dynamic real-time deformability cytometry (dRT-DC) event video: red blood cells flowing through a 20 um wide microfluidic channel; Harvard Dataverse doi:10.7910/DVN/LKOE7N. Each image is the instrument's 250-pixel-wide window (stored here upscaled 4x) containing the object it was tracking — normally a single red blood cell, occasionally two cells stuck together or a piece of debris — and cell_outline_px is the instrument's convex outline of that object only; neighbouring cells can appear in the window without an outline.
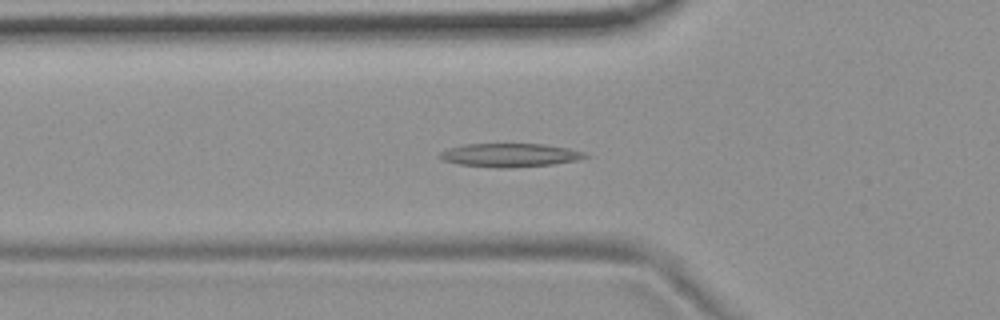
{"species": "common noctule bat (a hibernating species)", "species_latin": "Nyctalus noctula", "temperature_condition": "room temperature", "stored_images_in_passage": 50, "camera_frame_rate_fps": 3000, "um_per_image_px": 0.085, "animal": {"sex": "female", "body_mass_g": 19.9}, "frame": {"image": 1, "passage_image": 14, "time_ms": 4.333, "image_size_px": [1000, 320], "cell_outline_px": [[592, 156], [576, 160], [552, 164], [508, 168], [496, 168], [460, 164], [444, 160], [436, 156], [440, 152], [448, 148], [464, 144], [544, 144], [568, 148], [584, 152]], "centroid_in_image_um": [43.33, 13.18], "position_along_channel_um": 82.5, "area_um2": 19.94}}
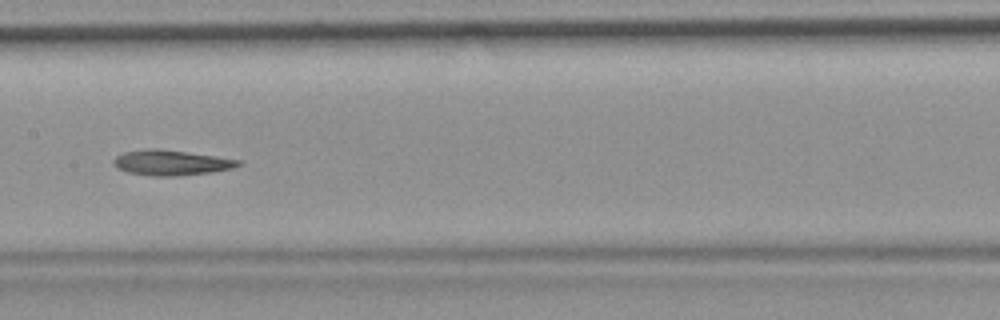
{"frame": {"image": 2, "passage_image": 23, "time_ms": 7.333, "image_size_px": [1000, 320], "cell_outline_px": [[244, 164], [232, 168], [212, 172], [176, 176], [152, 176], [128, 172], [116, 168], [112, 164], [112, 160], [116, 156], [124, 152], [148, 148], [156, 148], [216, 156], [240, 160]], "centroid_in_image_um": [14.53, 13.83], "position_along_channel_um": 192.9, "area_um2": 18.44}}
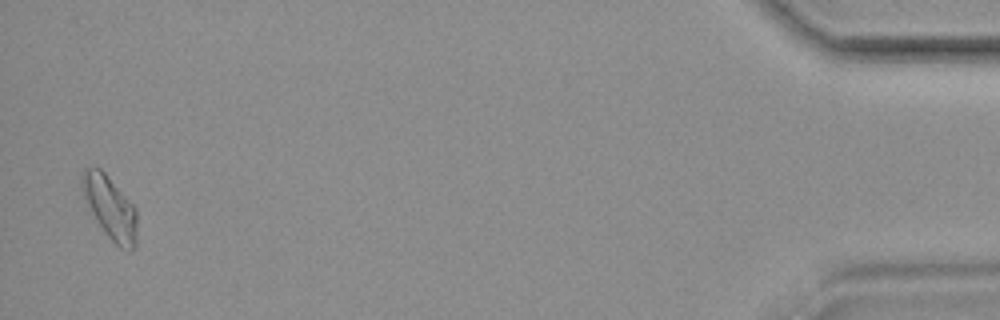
{"frame": {"image": 3, "passage_image": 49, "time_ms": 16.0, "image_size_px": [1000, 320], "cell_outline_px": [[136, 248], [128, 252], [120, 248], [108, 236], [92, 212], [88, 204], [80, 180], [84, 168], [100, 168], [104, 172], [136, 208]], "centroid_in_image_um": [9.4, 17.68], "position_along_channel_um": 425.8, "area_um2": 19.59}, "authors_computed_cell_mechanics": {"area_um2": 18.6694, "velocity_mm_per_s": 3.6706, "shape_relaxation_time_tau1_ms": null, "shape_relaxation_time_tau2_ms": 7.0787, "deformation_change_tau1": null, "deformation_change_tau2": 0.1398}}